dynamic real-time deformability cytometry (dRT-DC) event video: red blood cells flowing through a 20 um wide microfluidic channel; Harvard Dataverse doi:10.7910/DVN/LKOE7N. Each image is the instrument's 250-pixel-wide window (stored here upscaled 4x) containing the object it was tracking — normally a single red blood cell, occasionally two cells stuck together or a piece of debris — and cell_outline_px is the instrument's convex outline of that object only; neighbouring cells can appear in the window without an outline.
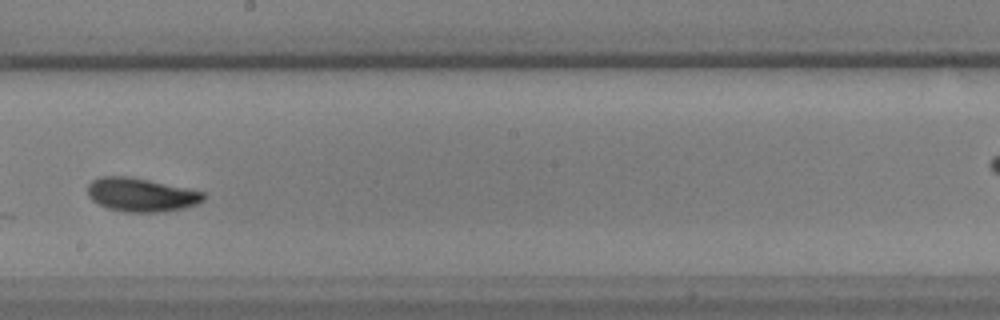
{"species": "common noctule bat (a hibernating species)", "species_latin": "Nyctalus noctula", "temperature_condition": "warm", "stored_images_in_passage": 30, "camera_frame_rate_fps": 3000, "um_per_image_px": 0.085, "animal": {"sex": "male", "body_mass_g": 17.9, "forearm_length_mm": 54.2}, "frame": {"image": 1, "passage_image": 23, "time_ms": 7.333, "image_size_px": [1000, 320], "cell_outline_px": [[208, 196], [204, 200], [196, 204], [184, 208], [164, 212], [124, 212], [108, 208], [92, 200], [88, 196], [88, 184], [92, 180], [100, 176], [128, 176], [188, 188], [204, 192]], "centroid_in_image_um": [12.02, 16.56], "position_along_channel_um": 236.2, "area_um2": 22.83}}